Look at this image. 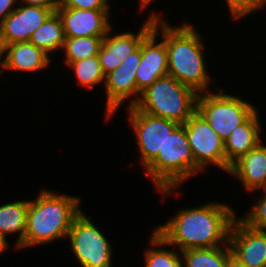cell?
Masks as SVG:
<instances>
[{"label":"cell","mask_w":266,"mask_h":267,"mask_svg":"<svg viewBox=\"0 0 266 267\" xmlns=\"http://www.w3.org/2000/svg\"><path fill=\"white\" fill-rule=\"evenodd\" d=\"M236 211L227 203L208 202L181 208L165 224L154 228L168 245L180 252L227 245Z\"/></svg>","instance_id":"1"},{"label":"cell","mask_w":266,"mask_h":267,"mask_svg":"<svg viewBox=\"0 0 266 267\" xmlns=\"http://www.w3.org/2000/svg\"><path fill=\"white\" fill-rule=\"evenodd\" d=\"M182 23L176 27L165 19H154L153 30L161 35L167 48L168 75L198 93L208 92L215 78L206 67L203 38L191 23Z\"/></svg>","instance_id":"2"},{"label":"cell","mask_w":266,"mask_h":267,"mask_svg":"<svg viewBox=\"0 0 266 267\" xmlns=\"http://www.w3.org/2000/svg\"><path fill=\"white\" fill-rule=\"evenodd\" d=\"M42 188L36 199H29L24 248L64 240L74 219L83 211L79 196Z\"/></svg>","instance_id":"3"},{"label":"cell","mask_w":266,"mask_h":267,"mask_svg":"<svg viewBox=\"0 0 266 267\" xmlns=\"http://www.w3.org/2000/svg\"><path fill=\"white\" fill-rule=\"evenodd\" d=\"M144 173L164 198L195 176V161L183 124L168 135L162 151L144 168Z\"/></svg>","instance_id":"4"},{"label":"cell","mask_w":266,"mask_h":267,"mask_svg":"<svg viewBox=\"0 0 266 267\" xmlns=\"http://www.w3.org/2000/svg\"><path fill=\"white\" fill-rule=\"evenodd\" d=\"M199 93L166 75L141 93L134 105L139 111L184 124L196 111Z\"/></svg>","instance_id":"5"},{"label":"cell","mask_w":266,"mask_h":267,"mask_svg":"<svg viewBox=\"0 0 266 267\" xmlns=\"http://www.w3.org/2000/svg\"><path fill=\"white\" fill-rule=\"evenodd\" d=\"M216 91L199 93L197 111L211 128L225 141L232 130L243 124L256 110V106L239 95L226 93L221 87ZM219 90V91H218Z\"/></svg>","instance_id":"6"},{"label":"cell","mask_w":266,"mask_h":267,"mask_svg":"<svg viewBox=\"0 0 266 267\" xmlns=\"http://www.w3.org/2000/svg\"><path fill=\"white\" fill-rule=\"evenodd\" d=\"M68 238V239H67ZM80 267H112L114 248L95 225L91 216L81 212L73 221L66 237Z\"/></svg>","instance_id":"7"},{"label":"cell","mask_w":266,"mask_h":267,"mask_svg":"<svg viewBox=\"0 0 266 267\" xmlns=\"http://www.w3.org/2000/svg\"><path fill=\"white\" fill-rule=\"evenodd\" d=\"M195 161V175L206 171L211 164L226 172L224 140L196 111L184 124Z\"/></svg>","instance_id":"8"},{"label":"cell","mask_w":266,"mask_h":267,"mask_svg":"<svg viewBox=\"0 0 266 267\" xmlns=\"http://www.w3.org/2000/svg\"><path fill=\"white\" fill-rule=\"evenodd\" d=\"M128 122L135 132L140 163L145 168L162 151L168 135L180 124L165 118L139 111L135 106L126 107Z\"/></svg>","instance_id":"9"},{"label":"cell","mask_w":266,"mask_h":267,"mask_svg":"<svg viewBox=\"0 0 266 267\" xmlns=\"http://www.w3.org/2000/svg\"><path fill=\"white\" fill-rule=\"evenodd\" d=\"M140 62L141 44L115 70L105 75L106 120L112 119L125 101L128 102L127 107L134 106L138 102L136 70Z\"/></svg>","instance_id":"10"},{"label":"cell","mask_w":266,"mask_h":267,"mask_svg":"<svg viewBox=\"0 0 266 267\" xmlns=\"http://www.w3.org/2000/svg\"><path fill=\"white\" fill-rule=\"evenodd\" d=\"M161 16V13L152 11L136 33L128 30L113 35L111 33V31L114 32L112 28L108 31L98 53L105 75L115 70L129 54L140 47L142 40L153 30L154 19H164Z\"/></svg>","instance_id":"11"},{"label":"cell","mask_w":266,"mask_h":267,"mask_svg":"<svg viewBox=\"0 0 266 267\" xmlns=\"http://www.w3.org/2000/svg\"><path fill=\"white\" fill-rule=\"evenodd\" d=\"M53 8L18 3L0 23V41L3 46L29 41L35 32L53 13Z\"/></svg>","instance_id":"12"},{"label":"cell","mask_w":266,"mask_h":267,"mask_svg":"<svg viewBox=\"0 0 266 267\" xmlns=\"http://www.w3.org/2000/svg\"><path fill=\"white\" fill-rule=\"evenodd\" d=\"M110 10L112 9L56 8L65 38L105 36L113 28Z\"/></svg>","instance_id":"13"},{"label":"cell","mask_w":266,"mask_h":267,"mask_svg":"<svg viewBox=\"0 0 266 267\" xmlns=\"http://www.w3.org/2000/svg\"><path fill=\"white\" fill-rule=\"evenodd\" d=\"M228 243L232 254L246 267H266V230L250 228L237 216Z\"/></svg>","instance_id":"14"},{"label":"cell","mask_w":266,"mask_h":267,"mask_svg":"<svg viewBox=\"0 0 266 267\" xmlns=\"http://www.w3.org/2000/svg\"><path fill=\"white\" fill-rule=\"evenodd\" d=\"M152 30L141 42V62L136 70L138 100L141 93L159 78L168 75L165 41Z\"/></svg>","instance_id":"15"},{"label":"cell","mask_w":266,"mask_h":267,"mask_svg":"<svg viewBox=\"0 0 266 267\" xmlns=\"http://www.w3.org/2000/svg\"><path fill=\"white\" fill-rule=\"evenodd\" d=\"M228 174L243 184L245 191L259 192L266 183V145L261 141L234 162Z\"/></svg>","instance_id":"16"},{"label":"cell","mask_w":266,"mask_h":267,"mask_svg":"<svg viewBox=\"0 0 266 267\" xmlns=\"http://www.w3.org/2000/svg\"><path fill=\"white\" fill-rule=\"evenodd\" d=\"M258 115L259 111L256 110L243 124L232 130L224 141L227 174L234 162L263 141V126Z\"/></svg>","instance_id":"17"},{"label":"cell","mask_w":266,"mask_h":267,"mask_svg":"<svg viewBox=\"0 0 266 267\" xmlns=\"http://www.w3.org/2000/svg\"><path fill=\"white\" fill-rule=\"evenodd\" d=\"M43 49L30 41L15 42L4 46V71L19 73L36 72L50 67L51 59Z\"/></svg>","instance_id":"18"},{"label":"cell","mask_w":266,"mask_h":267,"mask_svg":"<svg viewBox=\"0 0 266 267\" xmlns=\"http://www.w3.org/2000/svg\"><path fill=\"white\" fill-rule=\"evenodd\" d=\"M28 200H15L0 205V235L7 236L17 234L15 248L24 249V235L26 232Z\"/></svg>","instance_id":"19"},{"label":"cell","mask_w":266,"mask_h":267,"mask_svg":"<svg viewBox=\"0 0 266 267\" xmlns=\"http://www.w3.org/2000/svg\"><path fill=\"white\" fill-rule=\"evenodd\" d=\"M29 41L50 56L63 49L65 34L61 18L56 11L33 32Z\"/></svg>","instance_id":"20"},{"label":"cell","mask_w":266,"mask_h":267,"mask_svg":"<svg viewBox=\"0 0 266 267\" xmlns=\"http://www.w3.org/2000/svg\"><path fill=\"white\" fill-rule=\"evenodd\" d=\"M149 239L154 247L144 250V267H184L181 252L175 247L166 249L169 245L158 233L152 231Z\"/></svg>","instance_id":"21"},{"label":"cell","mask_w":266,"mask_h":267,"mask_svg":"<svg viewBox=\"0 0 266 267\" xmlns=\"http://www.w3.org/2000/svg\"><path fill=\"white\" fill-rule=\"evenodd\" d=\"M181 255L184 267H226L228 244L212 248L184 250Z\"/></svg>","instance_id":"22"},{"label":"cell","mask_w":266,"mask_h":267,"mask_svg":"<svg viewBox=\"0 0 266 267\" xmlns=\"http://www.w3.org/2000/svg\"><path fill=\"white\" fill-rule=\"evenodd\" d=\"M67 67L70 69L72 68L71 70L74 72V75L79 83L78 85L81 87H86L90 90L97 85H104L105 74L98 55L70 62L67 64Z\"/></svg>","instance_id":"23"},{"label":"cell","mask_w":266,"mask_h":267,"mask_svg":"<svg viewBox=\"0 0 266 267\" xmlns=\"http://www.w3.org/2000/svg\"><path fill=\"white\" fill-rule=\"evenodd\" d=\"M103 38L104 36L65 38L62 49L65 57L64 64L98 55Z\"/></svg>","instance_id":"24"},{"label":"cell","mask_w":266,"mask_h":267,"mask_svg":"<svg viewBox=\"0 0 266 267\" xmlns=\"http://www.w3.org/2000/svg\"><path fill=\"white\" fill-rule=\"evenodd\" d=\"M257 201L239 219L253 229L266 230V192H260Z\"/></svg>","instance_id":"25"},{"label":"cell","mask_w":266,"mask_h":267,"mask_svg":"<svg viewBox=\"0 0 266 267\" xmlns=\"http://www.w3.org/2000/svg\"><path fill=\"white\" fill-rule=\"evenodd\" d=\"M227 7L229 8V13H231L230 18L242 20L245 16L252 14L255 11L260 12L264 9L265 0H225Z\"/></svg>","instance_id":"26"},{"label":"cell","mask_w":266,"mask_h":267,"mask_svg":"<svg viewBox=\"0 0 266 267\" xmlns=\"http://www.w3.org/2000/svg\"><path fill=\"white\" fill-rule=\"evenodd\" d=\"M109 0H57V7L78 9H110Z\"/></svg>","instance_id":"27"},{"label":"cell","mask_w":266,"mask_h":267,"mask_svg":"<svg viewBox=\"0 0 266 267\" xmlns=\"http://www.w3.org/2000/svg\"><path fill=\"white\" fill-rule=\"evenodd\" d=\"M18 3L19 0H0V23L17 8Z\"/></svg>","instance_id":"28"},{"label":"cell","mask_w":266,"mask_h":267,"mask_svg":"<svg viewBox=\"0 0 266 267\" xmlns=\"http://www.w3.org/2000/svg\"><path fill=\"white\" fill-rule=\"evenodd\" d=\"M19 2L26 5L53 8L55 11L57 8V0H19Z\"/></svg>","instance_id":"29"},{"label":"cell","mask_w":266,"mask_h":267,"mask_svg":"<svg viewBox=\"0 0 266 267\" xmlns=\"http://www.w3.org/2000/svg\"><path fill=\"white\" fill-rule=\"evenodd\" d=\"M226 267H246L237 257H235L232 254L229 243H228V259L226 262Z\"/></svg>","instance_id":"30"},{"label":"cell","mask_w":266,"mask_h":267,"mask_svg":"<svg viewBox=\"0 0 266 267\" xmlns=\"http://www.w3.org/2000/svg\"><path fill=\"white\" fill-rule=\"evenodd\" d=\"M9 246L11 245L9 244L7 239H5L3 236L0 235V256L1 254H4L9 249Z\"/></svg>","instance_id":"31"},{"label":"cell","mask_w":266,"mask_h":267,"mask_svg":"<svg viewBox=\"0 0 266 267\" xmlns=\"http://www.w3.org/2000/svg\"><path fill=\"white\" fill-rule=\"evenodd\" d=\"M4 46L0 41V76L4 73ZM1 78V77H0Z\"/></svg>","instance_id":"32"},{"label":"cell","mask_w":266,"mask_h":267,"mask_svg":"<svg viewBox=\"0 0 266 267\" xmlns=\"http://www.w3.org/2000/svg\"><path fill=\"white\" fill-rule=\"evenodd\" d=\"M140 5H138L140 8L138 10L144 11L148 6H151V4L154 2V0H139Z\"/></svg>","instance_id":"33"},{"label":"cell","mask_w":266,"mask_h":267,"mask_svg":"<svg viewBox=\"0 0 266 267\" xmlns=\"http://www.w3.org/2000/svg\"><path fill=\"white\" fill-rule=\"evenodd\" d=\"M263 192H266V183L265 185L263 186V188L261 189Z\"/></svg>","instance_id":"34"}]
</instances>
